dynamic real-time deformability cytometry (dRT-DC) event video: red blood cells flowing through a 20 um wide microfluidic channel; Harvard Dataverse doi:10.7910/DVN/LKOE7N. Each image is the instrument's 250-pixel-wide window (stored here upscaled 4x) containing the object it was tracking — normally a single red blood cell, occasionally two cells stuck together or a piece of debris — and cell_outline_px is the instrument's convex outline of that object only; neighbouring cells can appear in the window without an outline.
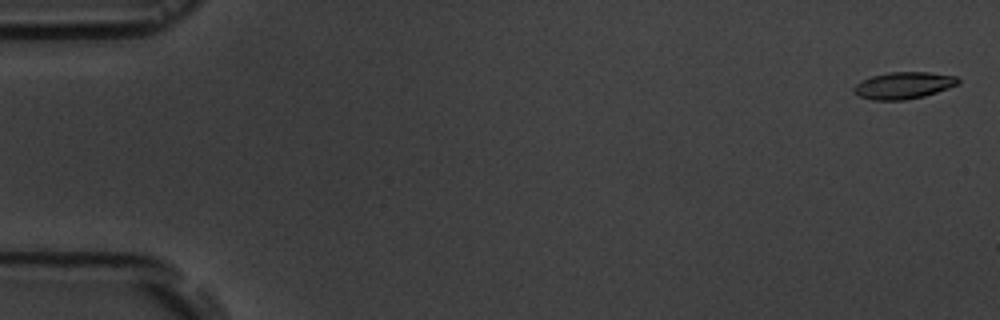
{"species": "common noctule bat (a hibernating species)", "species_latin": "Nyctalus noctula", "temperature_condition": "room temperature", "stored_images_in_passage": 9, "camera_frame_rate_fps": 3000, "um_per_image_px": 0.085, "animal": {"sex": "male", "body_mass_g": 19.5, "forearm_length_mm": 54.6}, "frame": {"image": 1, "passage_image": 1, "time_ms": 0.0, "image_size_px": [1000, 320], "cell_outline_px": [[960, 84], [924, 96], [904, 100], [872, 100], [860, 96], [852, 92], [852, 88], [856, 84], [872, 76], [888, 72], [928, 72], [956, 76], [960, 80]], "centroid_in_image_um": [76.81, 7.26], "position_along_channel_um": 8.2, "area_um2": 16.3}}
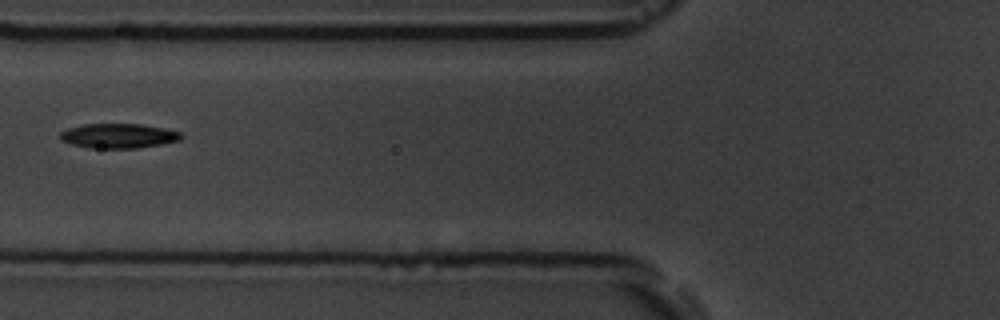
{"frame": {"image": 2, "passage_image": 7, "time_ms": 7.0, "image_size_px": [1000, 320], "cell_outline_px": [[184, 136], [180, 140], [160, 144], [136, 148], [92, 148], [72, 144], [60, 140], [60, 132], [68, 128], [84, 124], [140, 124], [164, 128], [180, 132]], "centroid_in_image_um": [10.07, 11.54], "position_along_channel_um": 115.7, "area_um2": 17.28}}
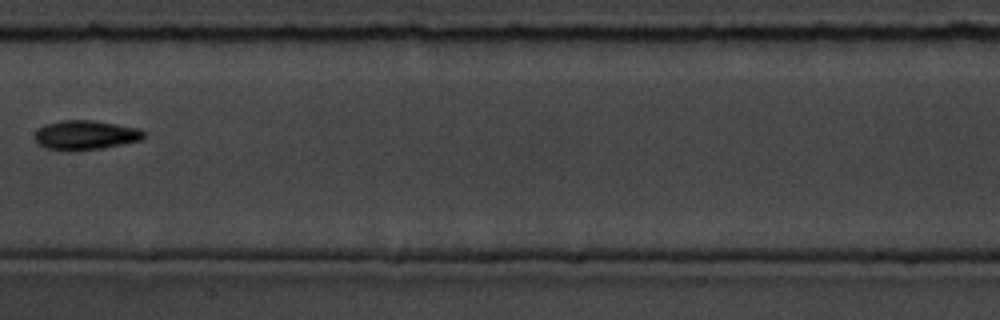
{"frame": {"image": 3, "passage_image": 9, "time_ms": 9.333, "image_size_px": [1000, 320], "cell_outline_px": [[148, 132], [140, 140], [104, 148], [76, 152], [68, 152], [44, 148], [36, 144], [36, 132], [44, 124], [60, 120], [92, 120], [140, 128]], "centroid_in_image_um": [7.26, 11.5], "position_along_channel_um": 200.1, "area_um2": 19.13}}